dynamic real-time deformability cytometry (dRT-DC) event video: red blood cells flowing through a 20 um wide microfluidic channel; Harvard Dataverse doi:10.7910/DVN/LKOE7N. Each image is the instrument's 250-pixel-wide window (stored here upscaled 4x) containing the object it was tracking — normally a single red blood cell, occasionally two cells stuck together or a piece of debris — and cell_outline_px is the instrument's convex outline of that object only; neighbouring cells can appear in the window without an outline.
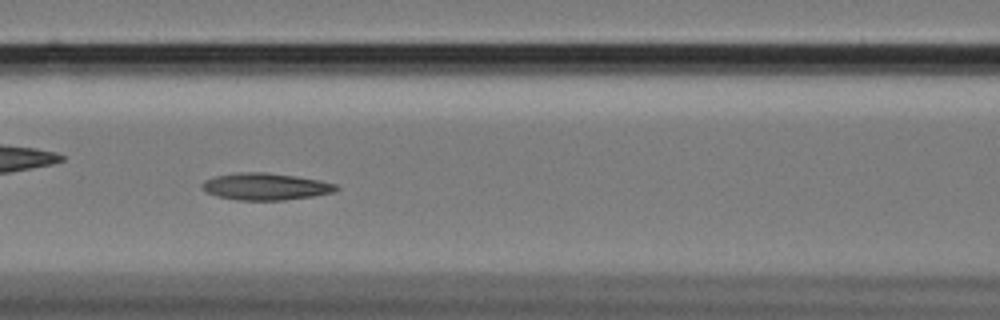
{"species": "Egyptian fruit bat (a non-hibernating species)", "species_latin": "Rousettus aegyptiacus", "temperature_condition": "cold", "stored_images_in_passage": 58, "camera_frame_rate_fps": 3000, "um_per_image_px": 0.085, "animal": {"sex": "female"}, "frame": {"image": 1, "passage_image": 25, "time_ms": 8.0, "image_size_px": [1000, 320], "cell_outline_px": [[340, 188], [332, 192], [312, 196], [284, 200], [236, 200], [216, 196], [200, 188], [200, 184], [204, 180], [216, 176], [236, 172], [268, 172], [296, 176], [320, 180], [336, 184]], "centroid_in_image_um": [22.54, 15.85], "position_along_channel_um": 144.1, "area_um2": 21.15}}
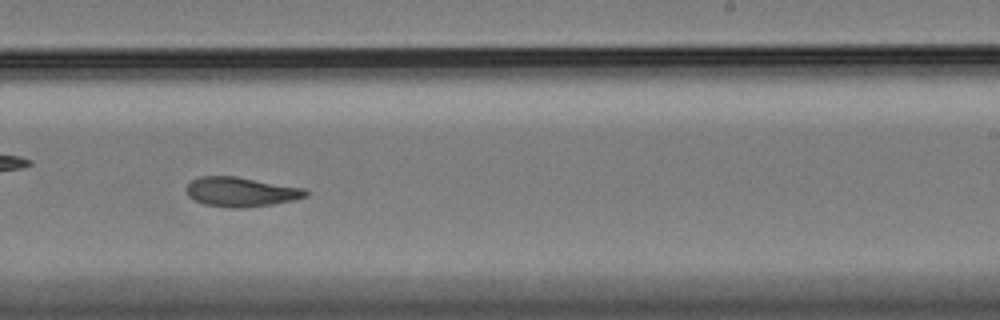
{"frame": {"image": 2, "passage_image": 36, "time_ms": 11.667, "image_size_px": [1000, 320], "cell_outline_px": [[308, 196], [292, 200], [272, 204], [244, 208], [228, 208], [204, 204], [188, 196], [184, 188], [192, 180], [200, 176], [236, 176], [304, 188], [308, 192]], "centroid_in_image_um": [20.45, 16.31], "position_along_channel_um": 268.5, "area_um2": 20.58}}
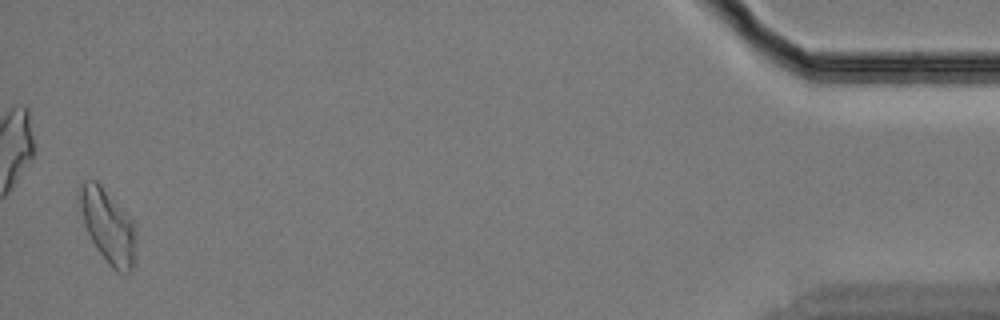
{"frame": {"image": 3, "passage_image": 57, "time_ms": 18.667, "image_size_px": [1000, 320], "cell_outline_px": [[136, 240], [132, 272], [116, 272], [108, 264], [96, 248], [84, 224], [76, 196], [84, 180], [96, 180], [100, 184], [132, 220], [136, 228]], "centroid_in_image_um": [9.16, 19.22], "position_along_channel_um": 426.0, "area_um2": 24.22}, "authors_computed_cell_mechanics": {"area_um2": 21.5305, "velocity_mm_per_s": 3.4056, "shape_relaxation_time_tau1_ms": null, "shape_relaxation_time_tau2_ms": 4.9612, "deformation_change_tau1": null, "deformation_change_tau2": 0.1194}}